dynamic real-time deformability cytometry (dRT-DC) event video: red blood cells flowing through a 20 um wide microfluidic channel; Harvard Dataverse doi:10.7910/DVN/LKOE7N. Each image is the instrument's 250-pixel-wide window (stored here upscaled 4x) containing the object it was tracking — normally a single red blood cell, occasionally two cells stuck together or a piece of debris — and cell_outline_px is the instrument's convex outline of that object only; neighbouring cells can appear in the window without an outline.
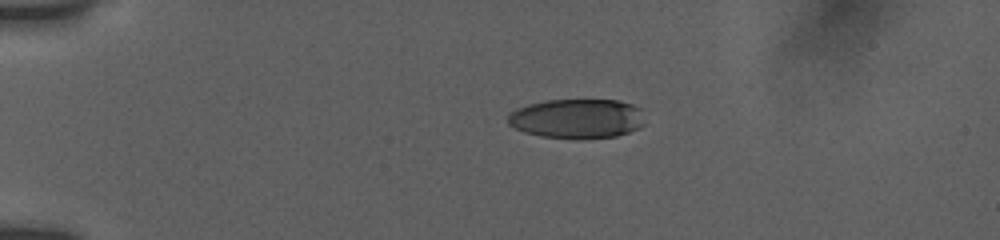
{"species": "human", "species_latin": "Homo sapiens", "temperature_condition": "room temperature", "stored_images_in_passage": 43, "camera_frame_rate_fps": 3000, "um_per_image_px": 0.085, "donor": {"sex": "female"}, "frame": {"image": 1, "passage_image": 1, "time_ms": 0.0, "image_size_px": [1000, 240], "cell_outline_px": [[644, 124], [628, 132], [616, 136], [540, 136], [524, 132], [508, 124], [508, 112], [516, 108], [528, 104], [548, 100], [620, 100], [632, 104], [640, 108]], "centroid_in_image_um": [49.01, 10.03], "position_along_channel_um": 36.0, "area_um2": 30.75}}
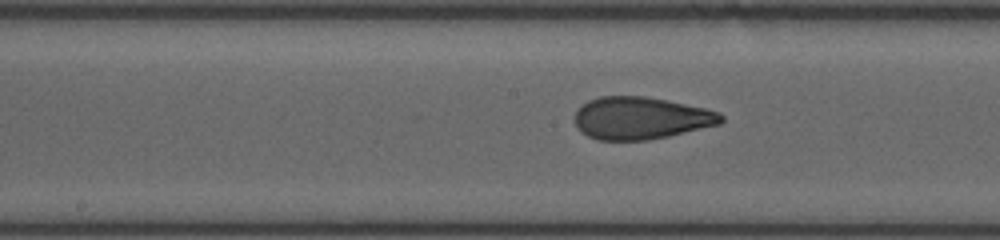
{"frame": {"image": 2, "passage_image": 18, "time_ms": 5.667, "image_size_px": [1000, 240], "cell_outline_px": [[724, 120], [720, 124], [668, 136], [648, 140], [596, 140], [580, 132], [576, 124], [576, 108], [588, 100], [600, 96], [644, 96], [704, 108], [720, 112], [724, 116]], "centroid_in_image_um": [54.45, 10.04], "position_along_channel_um": 193.8, "area_um2": 36.07}}
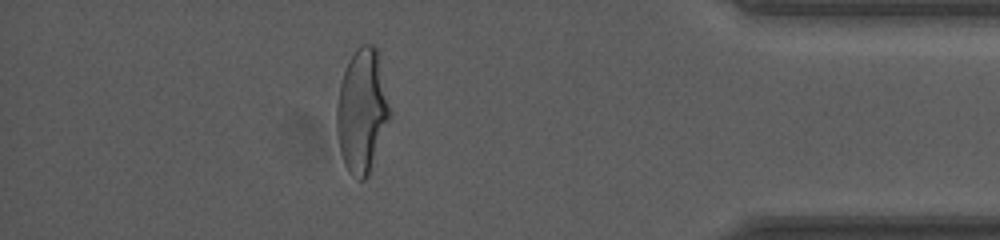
{"frame": {"image": 3, "passage_image": 37, "time_ms": 12.0, "image_size_px": [1000, 240], "cell_outline_px": [[388, 120], [368, 176], [364, 180], [360, 180], [352, 176], [348, 172], [344, 164], [340, 152], [336, 132], [336, 108], [340, 84], [344, 72], [356, 48], [360, 44], [372, 44], [380, 52], [388, 104]], "centroid_in_image_um": [30.74, 9.41], "position_along_channel_um": 404.5, "area_um2": 37.92}, "authors_computed_cell_mechanics": {"area_um2": 36.2984, "velocity_mm_per_s": 3.859, "shape_relaxation_time_tau1_ms": 5.3373, "shape_relaxation_time_tau2_ms": 0.9751, "deformation_change_tau1": 0.2004, "deformation_change_tau2": 0.0743}}